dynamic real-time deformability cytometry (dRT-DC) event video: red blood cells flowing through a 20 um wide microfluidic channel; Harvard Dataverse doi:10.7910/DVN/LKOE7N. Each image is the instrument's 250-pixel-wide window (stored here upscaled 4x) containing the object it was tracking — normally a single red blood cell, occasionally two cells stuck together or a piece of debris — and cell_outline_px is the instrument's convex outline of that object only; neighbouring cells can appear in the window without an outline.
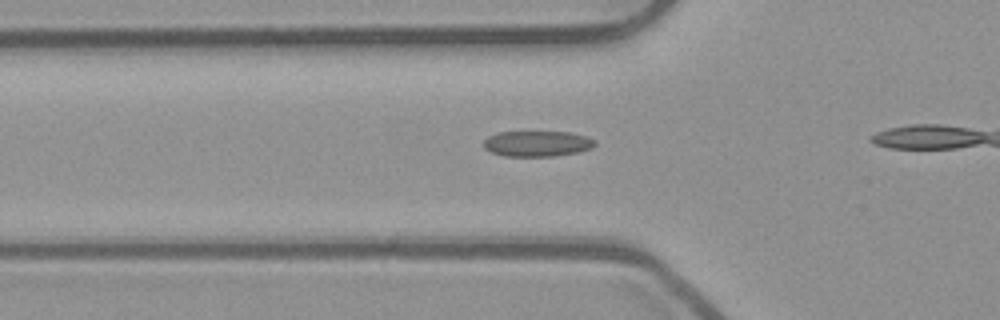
{"species": "common noctule bat (a hibernating species)", "species_latin": "Nyctalus noctula", "temperature_condition": "room temperature", "stored_images_in_passage": 8, "camera_frame_rate_fps": 3000, "um_per_image_px": 0.085, "animal": {"sex": "male", "body_mass_g": 23.1, "forearm_length_mm": 52.7}, "frame": {"image": 1, "passage_image": 3, "time_ms": 0.667, "image_size_px": [1000, 320], "cell_outline_px": [[596, 144], [592, 148], [576, 152], [552, 156], [504, 156], [492, 152], [484, 148], [484, 140], [488, 136], [496, 132], [572, 132], [596, 140]], "centroid_in_image_um": [45.65, 12.2], "position_along_channel_um": 80.2, "area_um2": 16.59}}
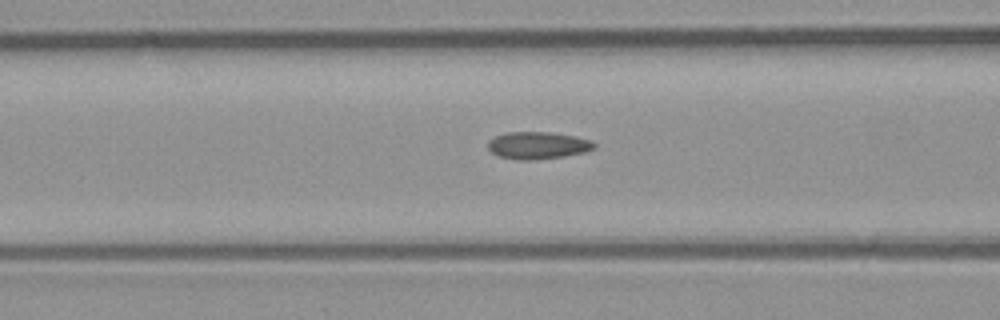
{"frame": {"image": 2, "passage_image": 6, "time_ms": 1.667, "image_size_px": [1000, 320], "cell_outline_px": [[596, 148], [584, 152], [564, 156], [536, 160], [520, 160], [500, 156], [492, 152], [488, 148], [488, 140], [496, 136], [508, 132], [548, 132], [576, 136], [592, 140], [596, 144]], "centroid_in_image_um": [45.75, 12.35], "position_along_channel_um": 120.9, "area_um2": 16.88}}